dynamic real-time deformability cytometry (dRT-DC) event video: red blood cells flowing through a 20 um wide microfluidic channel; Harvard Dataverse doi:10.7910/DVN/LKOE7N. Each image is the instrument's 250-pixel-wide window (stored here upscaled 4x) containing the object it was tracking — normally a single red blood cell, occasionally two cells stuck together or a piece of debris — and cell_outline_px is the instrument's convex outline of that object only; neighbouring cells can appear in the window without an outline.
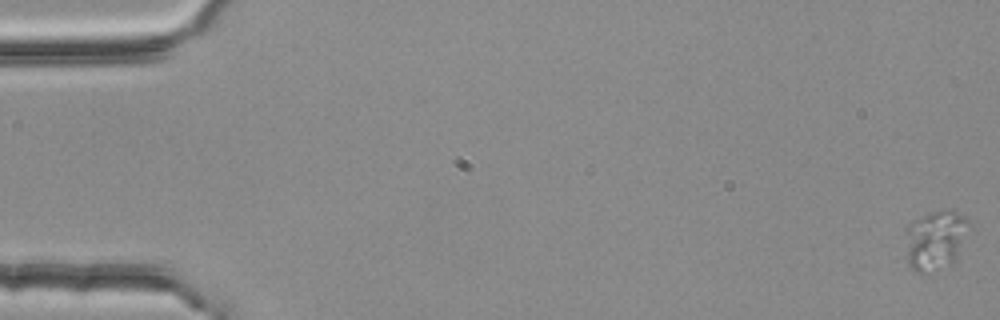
{"species": "common noctule bat (a hibernating species)", "species_latin": "Nyctalus noctula", "temperature_condition": "room temperature", "stored_images_in_passage": 4, "camera_frame_rate_fps": 3000, "um_per_image_px": 0.085, "animal": {"sex": "female", "body_mass_g": 25.1}, "frame": {"image": 1, "passage_image": 1, "time_ms": 0.0, "image_size_px": [1000, 320], "cell_outline_px": [[964, 220], [956, 260], [948, 264], [920, 272], [916, 272], [908, 264], [908, 228], [916, 220], [928, 212], [940, 208], [952, 208], [964, 216]], "centroid_in_image_um": [79.45, 20.34], "position_along_channel_um": 5.6, "area_um2": 20.29}}